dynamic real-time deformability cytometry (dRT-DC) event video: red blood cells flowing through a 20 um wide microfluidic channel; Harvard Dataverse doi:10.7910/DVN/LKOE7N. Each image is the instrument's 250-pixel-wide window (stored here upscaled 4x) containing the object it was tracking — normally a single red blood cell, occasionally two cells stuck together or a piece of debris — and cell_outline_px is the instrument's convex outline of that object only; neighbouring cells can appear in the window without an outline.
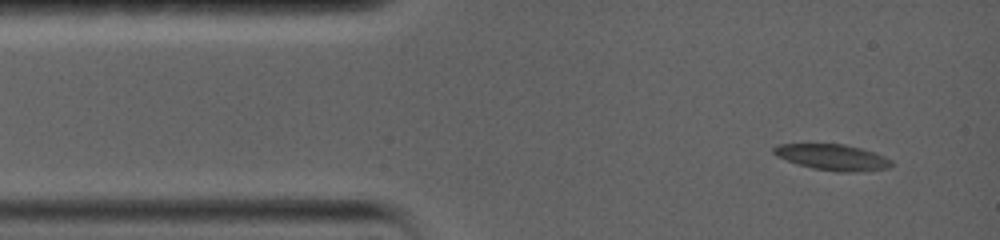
{"species": "common noctule bat (a hibernating species)", "species_latin": "Nyctalus noctula", "temperature_condition": "warm", "stored_images_in_passage": 35, "camera_frame_rate_fps": 5000, "um_per_image_px": 0.085, "animal": {"sex": "female", "body_mass_g": 19.0, "forearm_length_mm": 56.7}, "frame": {"image": 1, "passage_image": 1, "time_ms": 0.0, "image_size_px": [1000, 240], "cell_outline_px": [[892, 164], [888, 168], [852, 172], [836, 172], [812, 168], [776, 156], [772, 152], [772, 148], [776, 144], [844, 144], [860, 148], [884, 156], [892, 160]], "centroid_in_image_um": [70.74, 13.36], "position_along_channel_um": 14.3, "area_um2": 17.63}}
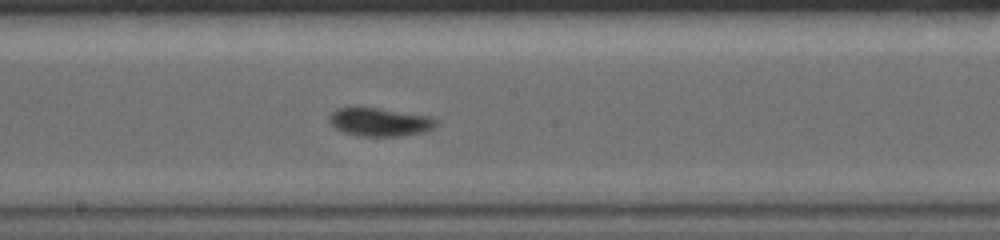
{"frame": {"image": 2, "passage_image": 16, "time_ms": 7.2, "image_size_px": [1000, 240], "cell_outline_px": [[440, 124], [424, 132], [404, 136], [364, 136], [344, 132], [336, 128], [328, 120], [328, 116], [336, 108], [356, 104], [432, 116]], "centroid_in_image_um": [32.27, 10.32], "position_along_channel_um": 215.9, "area_um2": 18.38}}
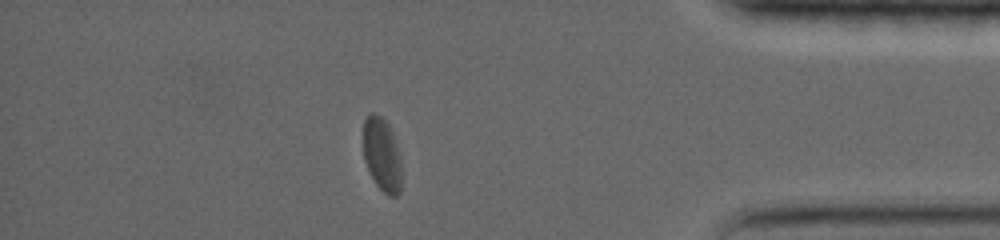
{"frame": {"image": 3, "passage_image": 30, "time_ms": 13.4, "image_size_px": [1000, 240], "cell_outline_px": [[400, 192], [396, 196], [388, 196], [376, 184], [364, 160], [364, 120], [372, 112], [384, 116], [392, 132], [400, 164]], "centroid_in_image_um": [32.45, 13.12], "position_along_channel_um": 402.8, "area_um2": 16.01}, "authors_computed_cell_mechanics": {"area_um2": 17.629, "velocity_mm_per_s": 3.535, "shape_relaxation_time_tau1_ms": 4.9852, "shape_relaxation_time_tau2_ms": null, "deformation_change_tau1": 0.1519, "deformation_change_tau2": null}}